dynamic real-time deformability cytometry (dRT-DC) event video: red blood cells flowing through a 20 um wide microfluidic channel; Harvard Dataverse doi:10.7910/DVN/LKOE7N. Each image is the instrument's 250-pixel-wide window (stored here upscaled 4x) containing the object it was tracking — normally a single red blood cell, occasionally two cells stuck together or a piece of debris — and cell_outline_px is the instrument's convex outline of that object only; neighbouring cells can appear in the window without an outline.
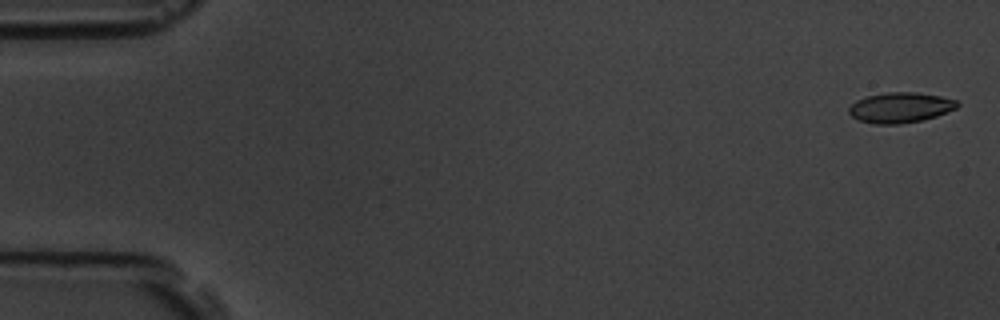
{"species": "common noctule bat (a hibernating species)", "species_latin": "Nyctalus noctula", "temperature_condition": "room temperature", "stored_images_in_passage": 7, "camera_frame_rate_fps": 3000, "um_per_image_px": 0.085, "animal": {"sex": "male", "body_mass_g": 19.5, "forearm_length_mm": 54.6}, "frame": {"image": 1, "passage_image": 1, "time_ms": 0.0, "image_size_px": [1000, 320], "cell_outline_px": [[960, 104], [956, 108], [936, 116], [924, 120], [900, 124], [876, 124], [860, 120], [852, 116], [848, 112], [848, 108], [856, 100], [864, 96], [888, 92], [916, 92], [940, 96], [956, 100]], "centroid_in_image_um": [76.52, 9.14], "position_along_channel_um": 8.5, "area_um2": 19.19}}
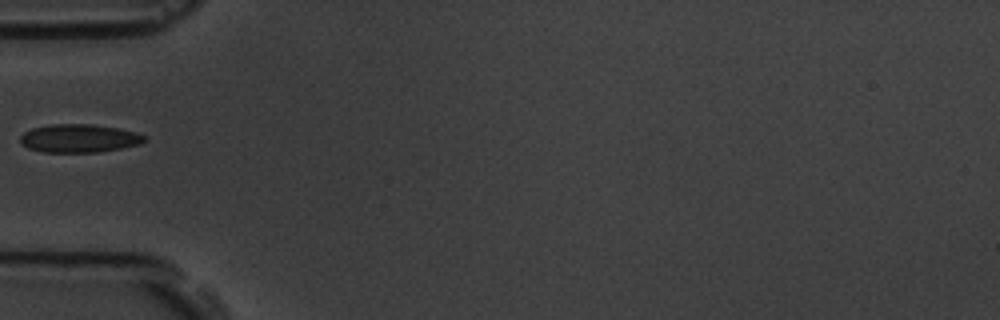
{"frame": {"image": 2, "passage_image": 6, "time_ms": 6.0, "image_size_px": [1000, 320], "cell_outline_px": [[144, 140], [140, 144], [120, 148], [96, 152], [44, 152], [28, 148], [20, 144], [20, 136], [24, 132], [32, 128], [52, 124], [92, 124], [116, 128], [136, 132], [144, 136]], "centroid_in_image_um": [6.67, 11.75], "position_along_channel_um": 78.3, "area_um2": 20.29}}
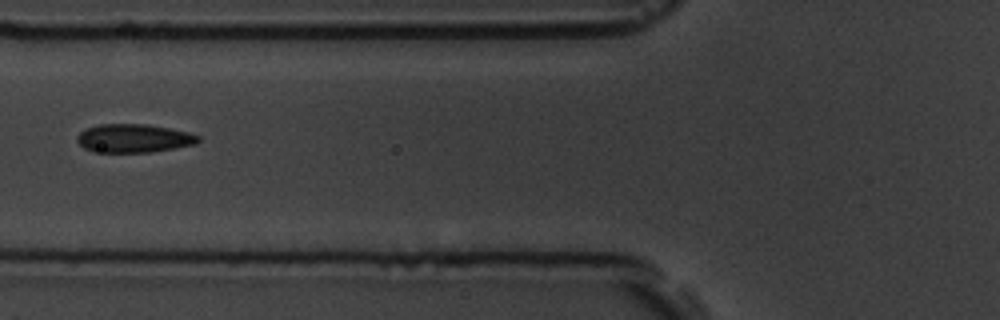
{"frame": {"image": 3, "passage_image": 7, "time_ms": 7.0, "image_size_px": [1000, 320], "cell_outline_px": [[200, 140], [196, 144], [152, 152], [92, 152], [84, 148], [76, 140], [76, 136], [80, 132], [88, 128], [100, 124], [148, 124], [188, 132], [200, 136]], "centroid_in_image_um": [11.36, 11.76], "position_along_channel_um": 114.4, "area_um2": 20.11}}